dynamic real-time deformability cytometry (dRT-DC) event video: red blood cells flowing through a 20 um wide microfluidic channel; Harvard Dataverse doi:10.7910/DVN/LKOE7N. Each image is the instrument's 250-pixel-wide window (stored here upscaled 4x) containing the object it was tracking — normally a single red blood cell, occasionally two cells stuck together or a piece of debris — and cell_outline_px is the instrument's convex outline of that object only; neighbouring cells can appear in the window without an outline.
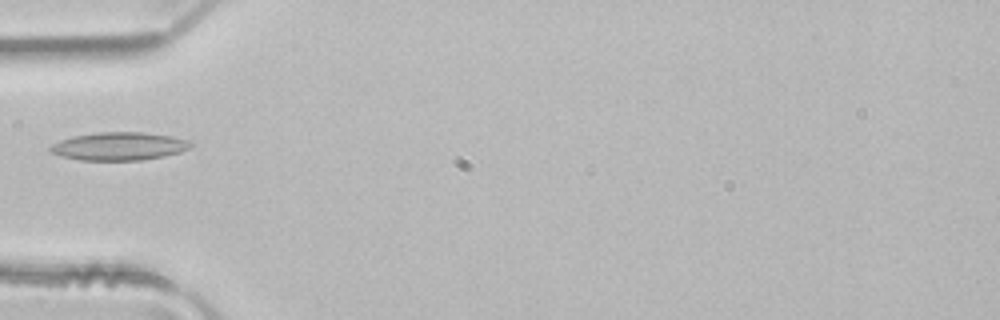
{"species": "common noctule bat (a hibernating species)", "species_latin": "Nyctalus noctula", "temperature_condition": "room temperature", "stored_images_in_passage": 4, "camera_frame_rate_fps": 3000, "um_per_image_px": 0.085, "animal": {"sex": "male", "body_mass_g": 21.5, "forearm_length_mm": 52.0}, "frame": {"image": 1, "passage_image": 4, "time_ms": 1.0, "image_size_px": [1000, 320], "cell_outline_px": [[192, 144], [188, 148], [180, 152], [164, 156], [140, 160], [80, 160], [60, 156], [52, 152], [48, 148], [52, 144], [60, 140], [72, 136], [100, 132], [144, 132], [168, 136], [188, 140]], "centroid_in_image_um": [10.08, 12.43], "position_along_channel_um": 74.9, "area_um2": 22.77}}